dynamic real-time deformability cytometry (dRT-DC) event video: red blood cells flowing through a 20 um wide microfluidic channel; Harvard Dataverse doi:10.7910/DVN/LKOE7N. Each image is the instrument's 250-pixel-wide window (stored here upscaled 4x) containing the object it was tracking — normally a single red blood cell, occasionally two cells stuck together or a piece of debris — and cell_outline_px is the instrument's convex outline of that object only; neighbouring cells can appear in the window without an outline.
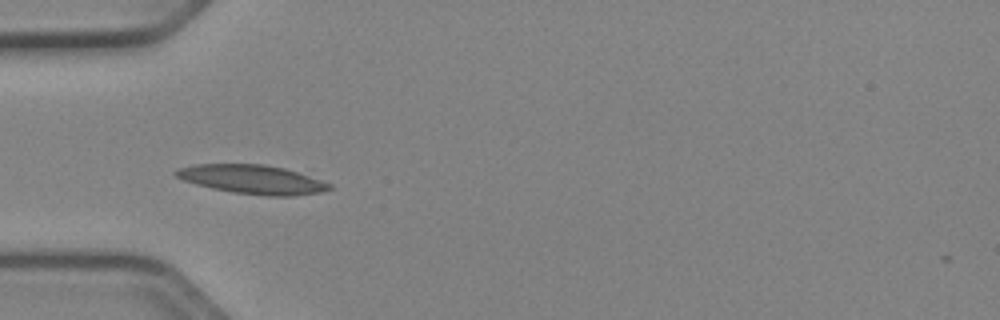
{"species": "Egyptian fruit bat (a non-hibernating species)", "species_latin": "Rousettus aegyptiacus", "temperature_condition": "cold", "stored_images_in_passage": 36, "camera_frame_rate_fps": 3000, "um_per_image_px": 0.085, "animal": {"sex": "female"}, "frame": {"image": 1, "passage_image": 1, "time_ms": 0.0, "image_size_px": [1000, 320], "cell_outline_px": [[332, 188], [320, 192], [292, 196], [268, 196], [232, 192], [212, 188], [196, 184], [184, 180], [176, 176], [172, 172], [176, 168], [196, 164], [264, 164], [284, 168], [332, 184]], "centroid_in_image_um": [21.41, 15.24], "position_along_channel_um": 63.6, "area_um2": 25.72}}
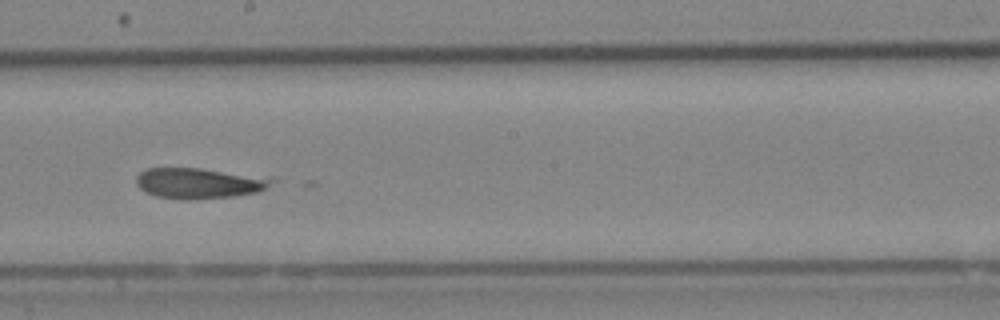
{"frame": {"image": 2, "passage_image": 14, "time_ms": 4.333, "image_size_px": [1000, 320], "cell_outline_px": [[276, 180], [260, 192], [232, 196], [196, 200], [188, 200], [156, 196], [144, 192], [136, 184], [136, 176], [140, 172], [148, 168], [200, 168], [272, 176]], "centroid_in_image_um": [16.98, 15.56], "position_along_channel_um": 231.2, "area_um2": 24.68}}
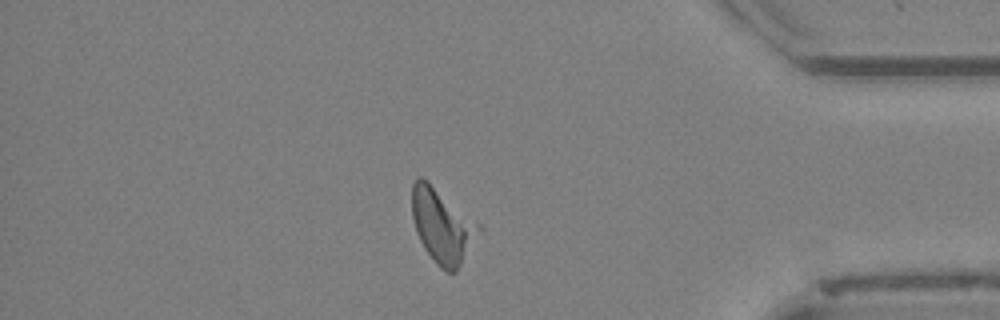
{"frame": {"image": 3, "passage_image": 29, "time_ms": 9.333, "image_size_px": [1000, 320], "cell_outline_px": [[484, 232], [456, 272], [448, 272], [436, 264], [424, 248], [416, 232], [412, 216], [412, 184], [416, 176], [420, 176], [428, 180], [476, 220], [484, 228]], "centroid_in_image_um": [37.65, 19.19], "position_along_channel_um": 397.6, "area_um2": 29.59}, "authors_computed_cell_mechanics": {"area_um2": 24.5939, "velocity_mm_per_s": 3.9319, "shape_relaxation_time_tau1_ms": 9.0007, "shape_relaxation_time_tau2_ms": null, "deformation_change_tau1": 0.2514, "deformation_change_tau2": null}}